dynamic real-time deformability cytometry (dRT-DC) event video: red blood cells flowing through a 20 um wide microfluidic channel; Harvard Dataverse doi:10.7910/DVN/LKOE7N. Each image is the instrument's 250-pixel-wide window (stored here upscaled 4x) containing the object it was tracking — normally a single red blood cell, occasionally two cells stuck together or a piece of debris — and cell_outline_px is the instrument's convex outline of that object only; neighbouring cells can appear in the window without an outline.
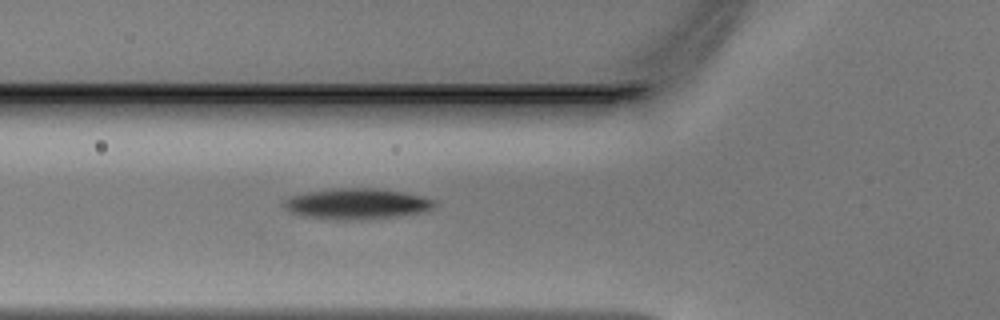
{"species": "Egyptian fruit bat (a non-hibernating species)", "species_latin": "Rousettus aegyptiacus", "temperature_condition": "warm", "stored_images_in_passage": 35, "camera_frame_rate_fps": 3000, "um_per_image_px": 0.085, "animal": {"sex": "male"}, "frame": {"image": 1, "passage_image": 6, "time_ms": 1.667, "image_size_px": [1000, 320], "cell_outline_px": [[436, 208], [424, 212], [400, 216], [364, 220], [336, 220], [304, 216], [288, 212], [280, 204], [284, 200], [292, 196], [308, 192], [344, 188], [372, 188], [404, 192], [436, 200]], "centroid_in_image_um": [30.35, 17.35], "position_along_channel_um": 95.4, "area_um2": 27.28}}
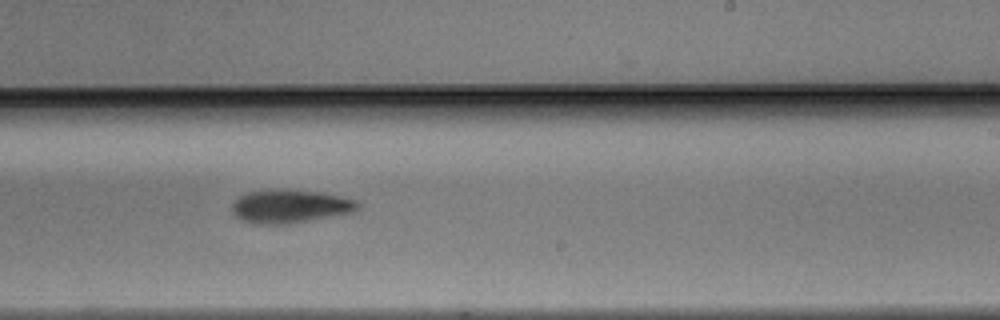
{"frame": {"image": 2, "passage_image": 18, "time_ms": 5.667, "image_size_px": [1000, 320], "cell_outline_px": [[360, 208], [352, 212], [292, 224], [260, 224], [244, 220], [236, 216], [232, 212], [232, 204], [240, 196], [248, 192], [320, 192], [340, 196], [356, 200], [360, 204]], "centroid_in_image_um": [24.71, 17.59], "position_along_channel_um": 264.3, "area_um2": 23.47}}
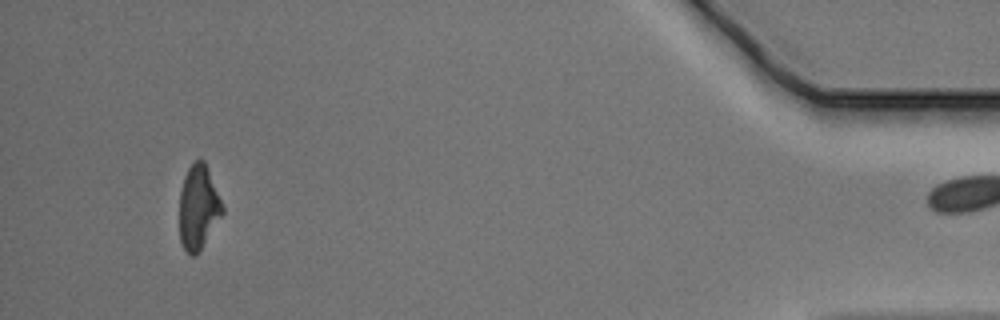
{"frame": {"image": 3, "passage_image": 34, "time_ms": 11.0, "image_size_px": [1000, 320], "cell_outline_px": [[224, 212], [196, 256], [192, 256], [184, 248], [180, 240], [180, 192], [184, 176], [188, 168], [196, 160], [204, 160], [224, 208]], "centroid_in_image_um": [16.86, 17.63], "position_along_channel_um": 418.3, "area_um2": 20.75}}